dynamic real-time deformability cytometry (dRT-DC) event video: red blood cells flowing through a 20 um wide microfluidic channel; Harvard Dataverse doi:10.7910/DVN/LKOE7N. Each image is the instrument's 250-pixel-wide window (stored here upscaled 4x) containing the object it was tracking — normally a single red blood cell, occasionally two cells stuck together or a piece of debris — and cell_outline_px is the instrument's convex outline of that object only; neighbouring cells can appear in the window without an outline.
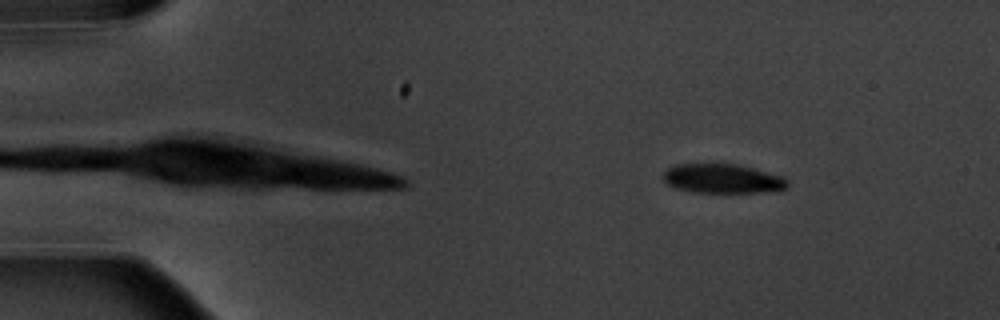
{"species": "common noctule bat (a hibernating species)", "species_latin": "Nyctalus noctula", "temperature_condition": "warm", "stored_images_in_passage": 7, "camera_frame_rate_fps": 3000, "um_per_image_px": 0.085, "animal": {"sex": "male", "body_mass_g": 20.1, "forearm_length_mm": 53.5}, "frame": {"image": 1, "passage_image": 2, "time_ms": 1.333, "image_size_px": [1000, 320], "cell_outline_px": [[788, 188], [756, 192], [692, 192], [676, 188], [668, 184], [664, 180], [664, 172], [668, 168], [676, 164], [736, 164], [784, 176], [788, 180]], "centroid_in_image_um": [61.42, 15.18], "position_along_channel_um": 23.6, "area_um2": 20.98}}
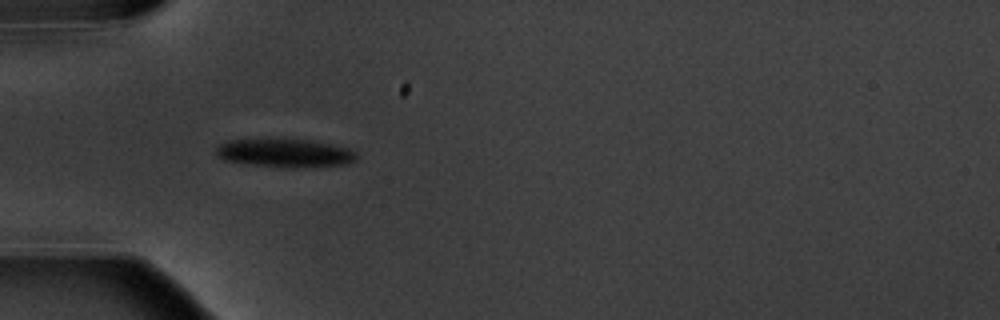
{"frame": {"image": 2, "passage_image": 5, "time_ms": 4.667, "image_size_px": [1000, 320], "cell_outline_px": [[356, 160], [348, 164], [292, 168], [284, 168], [224, 160], [216, 156], [216, 144], [228, 140], [312, 140], [332, 144], [348, 148], [356, 152]], "centroid_in_image_um": [24.22, 13.02], "position_along_channel_um": 60.8, "area_um2": 23.12}}